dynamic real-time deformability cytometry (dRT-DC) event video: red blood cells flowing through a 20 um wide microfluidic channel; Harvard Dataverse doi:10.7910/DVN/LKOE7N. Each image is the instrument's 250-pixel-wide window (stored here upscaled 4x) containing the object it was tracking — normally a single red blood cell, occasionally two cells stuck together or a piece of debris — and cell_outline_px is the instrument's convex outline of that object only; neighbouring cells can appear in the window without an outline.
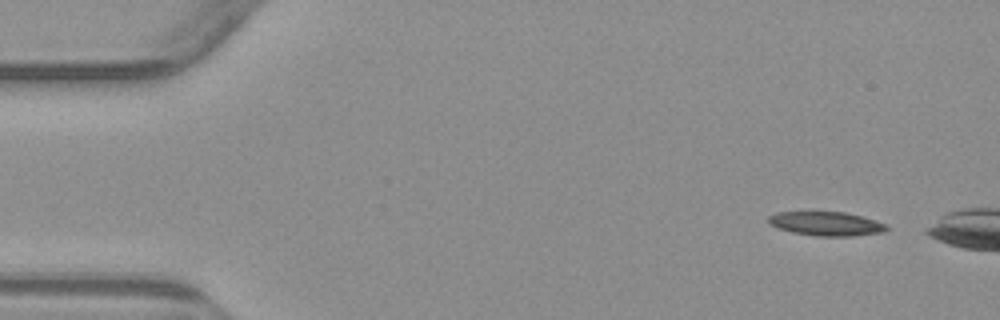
{"species": "common noctule bat (a hibernating species)", "species_latin": "Nyctalus noctula", "temperature_condition": "warm", "stored_images_in_passage": 4, "camera_frame_rate_fps": 3000, "um_per_image_px": 0.085, "animal": {"sex": "male", "body_mass_g": 23.1, "forearm_length_mm": 52.7}, "frame": {"image": 1, "passage_image": 1, "time_ms": 0.0, "image_size_px": [1000, 320], "cell_outline_px": [[888, 228], [884, 232], [852, 236], [816, 236], [792, 232], [768, 224], [768, 216], [776, 212], [844, 212], [876, 220], [888, 224]], "centroid_in_image_um": [70.24, 19.01], "position_along_channel_um": 14.8, "area_um2": 16.53}}
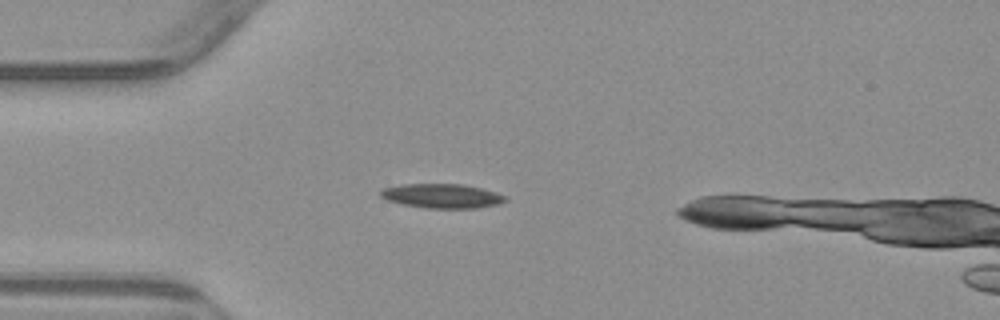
{"frame": {"image": 2, "passage_image": 3, "time_ms": 3.333, "image_size_px": [1000, 320], "cell_outline_px": [[508, 200], [500, 204], [476, 208], [424, 208], [404, 204], [388, 200], [380, 196], [380, 188], [400, 184], [464, 184], [496, 192], [508, 196]], "centroid_in_image_um": [37.59, 16.65], "position_along_channel_um": 47.4, "area_um2": 17.86}}